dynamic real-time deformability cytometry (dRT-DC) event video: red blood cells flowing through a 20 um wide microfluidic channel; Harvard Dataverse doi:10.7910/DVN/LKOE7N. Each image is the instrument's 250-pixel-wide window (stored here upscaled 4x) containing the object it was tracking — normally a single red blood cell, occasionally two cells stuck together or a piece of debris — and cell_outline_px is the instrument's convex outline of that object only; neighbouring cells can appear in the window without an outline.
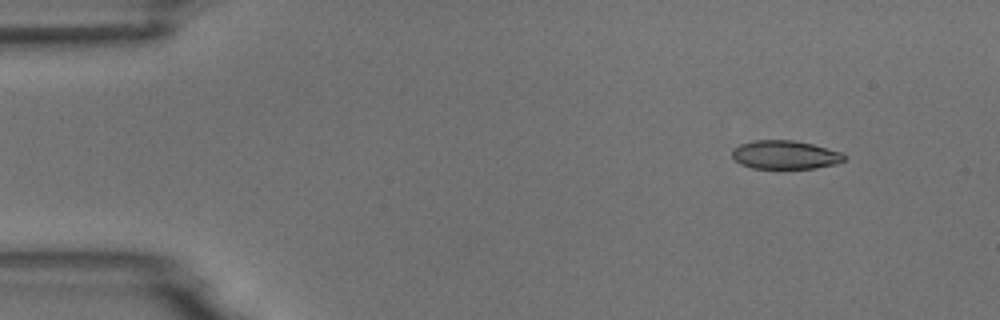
{"species": "common noctule bat (a hibernating species)", "species_latin": "Nyctalus noctula", "temperature_condition": "room temperature", "stored_images_in_passage": 4, "camera_frame_rate_fps": 3000, "um_per_image_px": 0.085, "animal": {"sex": "male", "body_mass_g": 18.8}, "frame": {"image": 1, "passage_image": 2, "time_ms": 1.0, "image_size_px": [1000, 320], "cell_outline_px": [[848, 156], [844, 160], [836, 164], [816, 168], [752, 168], [740, 164], [732, 156], [732, 148], [740, 144], [752, 140], [792, 140], [812, 144], [844, 152]], "centroid_in_image_um": [66.76, 13.15], "position_along_channel_um": 18.2, "area_um2": 18.84}}
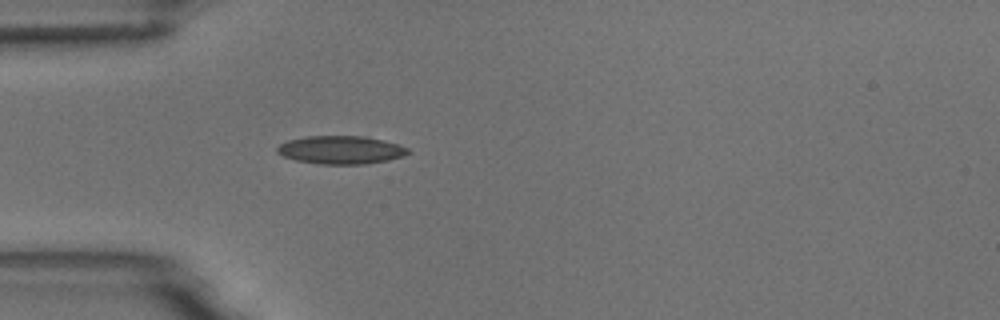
{"frame": {"image": 2, "passage_image": 4, "time_ms": 4.333, "image_size_px": [1000, 320], "cell_outline_px": [[412, 152], [404, 156], [388, 160], [364, 164], [320, 164], [296, 160], [284, 156], [276, 152], [276, 148], [280, 144], [288, 140], [308, 136], [368, 136], [384, 140], [408, 148]], "centroid_in_image_um": [28.99, 12.74], "position_along_channel_um": 56.0, "area_um2": 21.5}}